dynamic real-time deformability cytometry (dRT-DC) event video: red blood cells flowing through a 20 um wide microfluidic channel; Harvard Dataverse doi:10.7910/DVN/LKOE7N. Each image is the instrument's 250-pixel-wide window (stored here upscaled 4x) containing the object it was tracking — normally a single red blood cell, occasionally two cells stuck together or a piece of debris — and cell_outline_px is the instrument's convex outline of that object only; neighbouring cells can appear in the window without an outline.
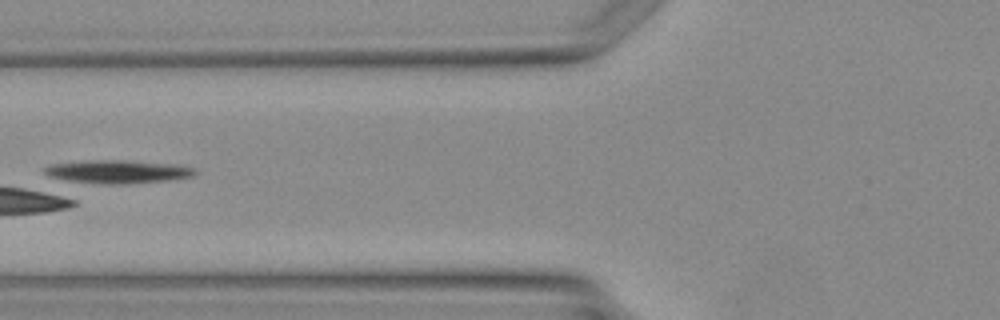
{"species": "Egyptian fruit bat (a non-hibernating species)", "species_latin": "Rousettus aegyptiacus", "temperature_condition": "warm", "stored_images_in_passage": 3, "camera_frame_rate_fps": 3000, "um_per_image_px": 0.085, "animal": {"sex": "female"}, "frame": {"image": 1, "passage_image": 3, "time_ms": 2.333, "image_size_px": [1000, 320], "cell_outline_px": [[196, 172], [192, 176], [168, 180], [124, 184], [76, 184], [60, 180], [44, 172], [44, 168], [52, 164], [84, 160], [120, 160], [180, 164], [196, 168]], "centroid_in_image_um": [9.95, 14.6], "position_along_channel_um": 115.8, "area_um2": 20.87}}